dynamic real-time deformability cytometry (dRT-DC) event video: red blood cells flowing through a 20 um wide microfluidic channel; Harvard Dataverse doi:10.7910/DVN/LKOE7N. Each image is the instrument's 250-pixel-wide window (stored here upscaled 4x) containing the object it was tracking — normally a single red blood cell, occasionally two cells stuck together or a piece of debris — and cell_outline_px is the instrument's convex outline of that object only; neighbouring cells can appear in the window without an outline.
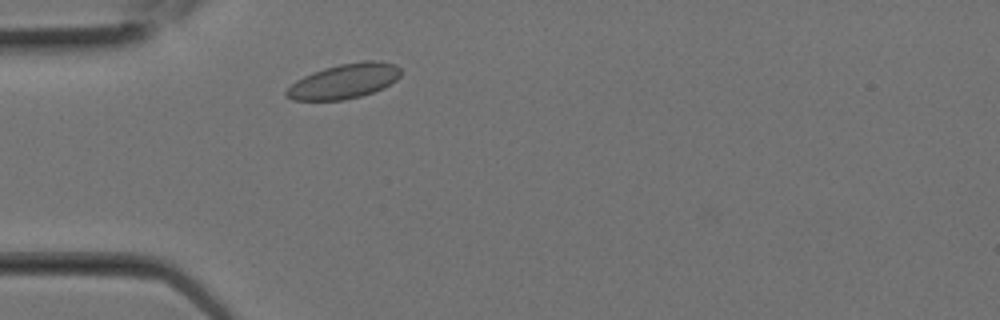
{"species": "Egyptian fruit bat (a non-hibernating species)", "species_latin": "Rousettus aegyptiacus", "temperature_condition": "room temperature", "stored_images_in_passage": 6, "camera_frame_rate_fps": 3000, "um_per_image_px": 0.085, "animal": {"sex": "female"}, "frame": {"image": 1, "passage_image": 1, "time_ms": 0.0, "image_size_px": [1000, 320], "cell_outline_px": [[404, 72], [396, 80], [384, 88], [360, 96], [344, 100], [292, 100], [284, 96], [284, 92], [296, 80], [312, 72], [324, 68], [340, 64], [364, 60], [380, 60], [396, 64]], "centroid_in_image_um": [29.28, 6.89], "position_along_channel_um": 55.7, "area_um2": 23.47}}
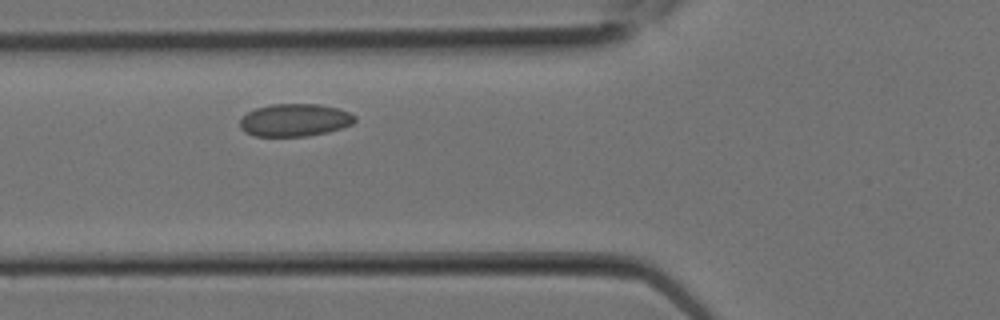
{"frame": {"image": 2, "passage_image": 3, "time_ms": 0.667, "image_size_px": [1000, 320], "cell_outline_px": [[356, 120], [352, 124], [328, 132], [308, 136], [256, 136], [244, 132], [240, 128], [240, 120], [248, 112], [256, 108], [272, 104], [320, 104], [340, 108], [356, 116]], "centroid_in_image_um": [25.07, 10.2], "position_along_channel_um": 100.7, "area_um2": 21.91}}
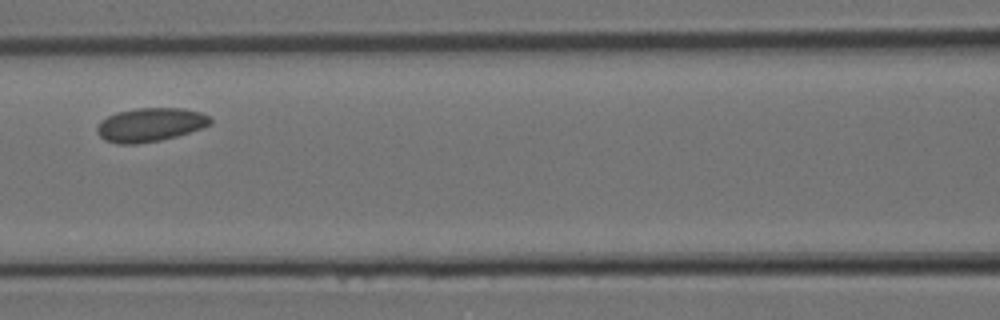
{"frame": {"image": 3, "passage_image": 5, "time_ms": 1.333, "image_size_px": [1000, 320], "cell_outline_px": [[212, 124], [176, 136], [160, 140], [136, 144], [116, 144], [104, 140], [96, 132], [96, 128], [100, 120], [116, 112], [136, 108], [184, 108], [200, 112], [208, 116], [212, 120]], "centroid_in_image_um": [12.73, 10.6], "position_along_channel_um": 153.9, "area_um2": 22.31}}